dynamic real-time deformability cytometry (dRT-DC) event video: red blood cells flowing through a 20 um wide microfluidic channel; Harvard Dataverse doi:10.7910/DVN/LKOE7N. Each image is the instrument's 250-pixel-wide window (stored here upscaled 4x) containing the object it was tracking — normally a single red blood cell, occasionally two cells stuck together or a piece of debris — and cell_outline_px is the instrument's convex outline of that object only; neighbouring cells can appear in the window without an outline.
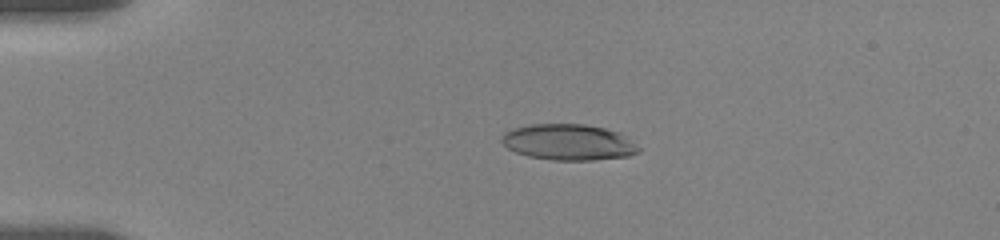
{"species": "human", "species_latin": "Homo sapiens", "temperature_condition": "room temperature", "stored_images_in_passage": 5, "camera_frame_rate_fps": 3000, "um_per_image_px": 0.085, "donor": {"sex": "female"}, "frame": {"image": 1, "passage_image": 4, "time_ms": 4.0, "image_size_px": [1000, 240], "cell_outline_px": [[640, 152], [628, 156], [592, 160], [552, 160], [528, 156], [516, 152], [508, 148], [500, 140], [500, 136], [504, 132], [512, 128], [532, 124], [584, 124], [604, 128], [620, 132], [640, 148]], "centroid_in_image_um": [48.3, 12.08], "position_along_channel_um": 36.7, "area_um2": 28.78}}